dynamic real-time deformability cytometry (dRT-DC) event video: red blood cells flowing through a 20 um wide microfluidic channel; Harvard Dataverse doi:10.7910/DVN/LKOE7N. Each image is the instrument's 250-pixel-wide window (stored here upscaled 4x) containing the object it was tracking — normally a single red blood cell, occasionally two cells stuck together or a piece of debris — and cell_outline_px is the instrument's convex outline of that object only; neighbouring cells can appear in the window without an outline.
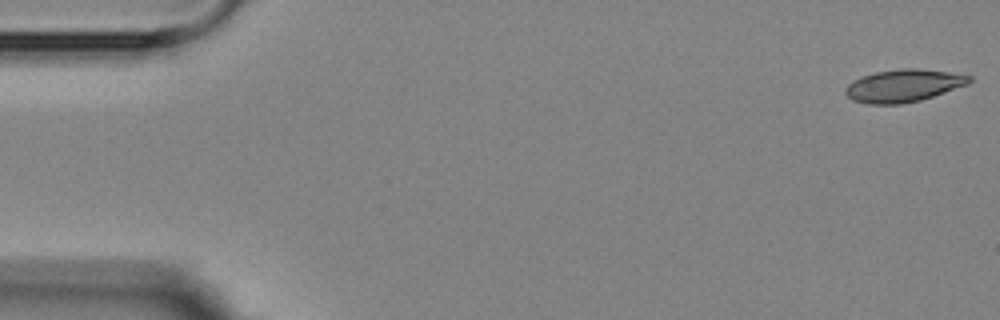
{"species": "Egyptian fruit bat (a non-hibernating species)", "species_latin": "Rousettus aegyptiacus", "temperature_condition": "room temperature", "stored_images_in_passage": 4, "camera_frame_rate_fps": 3000, "um_per_image_px": 0.085, "animal": {"sex": "female"}, "frame": {"image": 1, "passage_image": 1, "time_ms": 0.0, "image_size_px": [1000, 320], "cell_outline_px": [[972, 80], [968, 84], [920, 100], [900, 104], [868, 104], [852, 100], [844, 92], [848, 84], [852, 80], [876, 72], [900, 68], [916, 68], [948, 72], [972, 76]], "centroid_in_image_um": [76.78, 7.28], "position_along_channel_um": 8.2, "area_um2": 23.29}}
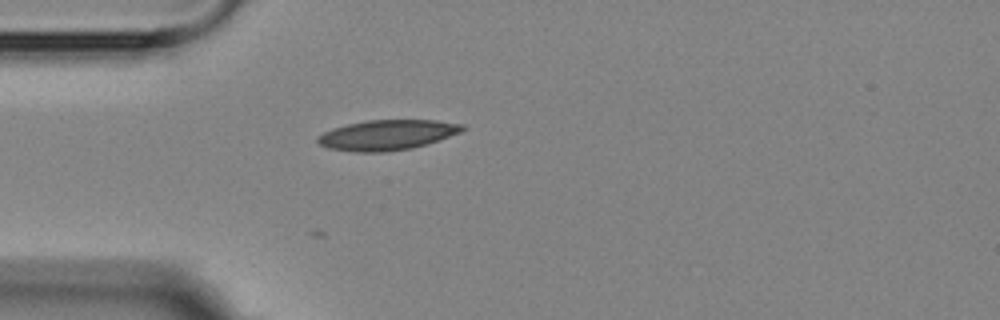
{"frame": {"image": 2, "passage_image": 4, "time_ms": 4.667, "image_size_px": [1000, 320], "cell_outline_px": [[468, 128], [460, 132], [412, 148], [384, 152], [356, 152], [328, 148], [320, 144], [316, 140], [316, 136], [332, 128], [348, 124], [368, 120], [436, 120], [464, 124]], "centroid_in_image_um": [32.89, 11.46], "position_along_channel_um": 52.1, "area_um2": 25.32}}